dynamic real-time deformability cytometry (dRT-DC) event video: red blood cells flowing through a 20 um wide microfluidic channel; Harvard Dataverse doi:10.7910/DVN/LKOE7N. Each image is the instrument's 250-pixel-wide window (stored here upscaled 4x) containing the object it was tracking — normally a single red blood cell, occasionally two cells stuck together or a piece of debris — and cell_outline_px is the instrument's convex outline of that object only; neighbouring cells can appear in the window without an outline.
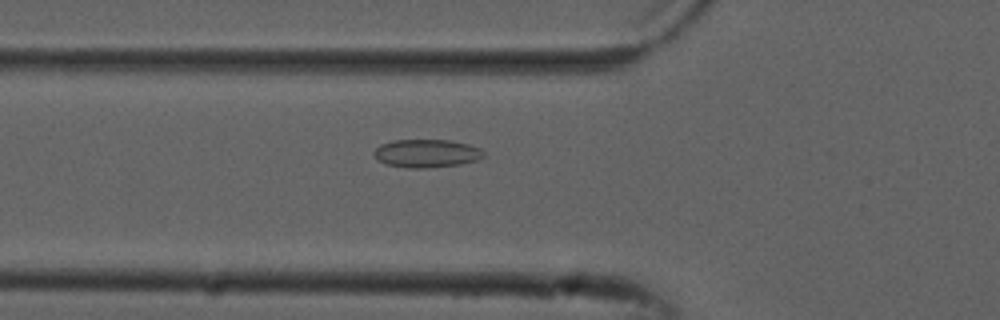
{"species": "common noctule bat (a hibernating species)", "species_latin": "Nyctalus noctula", "temperature_condition": "cold", "stored_images_in_passage": 26, "camera_frame_rate_fps": 3000, "um_per_image_px": 0.085, "animal": {"sex": "male", "forearm_length_mm": 52.5}, "frame": {"image": 1, "passage_image": 12, "time_ms": 3.667, "image_size_px": [1000, 320], "cell_outline_px": [[484, 156], [476, 160], [460, 164], [428, 168], [408, 168], [384, 164], [376, 160], [372, 152], [380, 144], [392, 140], [448, 140], [468, 144], [480, 148], [484, 152]], "centroid_in_image_um": [36.2, 13.04], "position_along_channel_um": 89.6, "area_um2": 18.15}}
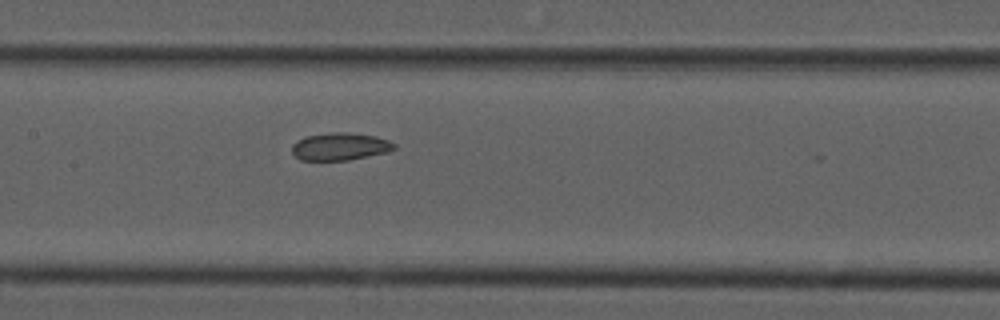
{"frame": {"image": 2, "passage_image": 19, "time_ms": 6.0, "image_size_px": [1000, 320], "cell_outline_px": [[396, 148], [388, 152], [348, 160], [300, 160], [292, 152], [292, 144], [296, 140], [304, 136], [332, 132], [348, 132], [376, 136], [388, 140], [396, 144]], "centroid_in_image_um": [28.9, 12.44], "position_along_channel_um": 178.5, "area_um2": 16.53}}
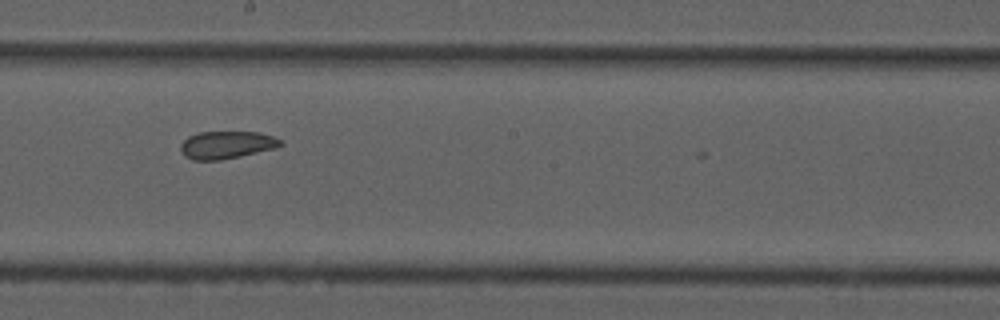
{"frame": {"image": 3, "passage_image": 23, "time_ms": 7.333, "image_size_px": [1000, 320], "cell_outline_px": [[284, 144], [276, 148], [240, 156], [220, 160], [192, 160], [184, 156], [180, 148], [180, 144], [188, 136], [200, 132], [260, 132], [272, 136], [280, 140]], "centroid_in_image_um": [19.25, 12.32], "position_along_channel_um": 229.0, "area_um2": 16.07}}